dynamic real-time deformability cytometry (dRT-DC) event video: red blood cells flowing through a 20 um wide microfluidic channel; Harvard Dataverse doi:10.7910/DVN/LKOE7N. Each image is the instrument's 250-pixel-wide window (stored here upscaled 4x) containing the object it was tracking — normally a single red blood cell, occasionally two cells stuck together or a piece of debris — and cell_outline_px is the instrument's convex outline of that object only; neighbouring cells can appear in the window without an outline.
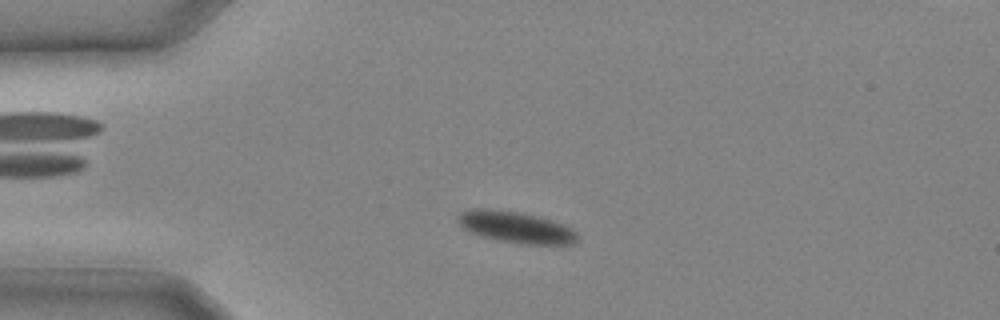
{"species": "common noctule bat (a hibernating species)", "species_latin": "Nyctalus noctula", "temperature_condition": "cold", "stored_images_in_passage": 14, "camera_frame_rate_fps": 3000, "um_per_image_px": 0.085, "animal": {"sex": "male", "body_mass_g": 20.4}, "frame": {"image": 1, "passage_image": 5, "time_ms": 1.333, "image_size_px": [1000, 320], "cell_outline_px": [[576, 240], [572, 244], [520, 244], [496, 240], [480, 236], [464, 228], [456, 220], [456, 216], [460, 212], [468, 208], [488, 208], [524, 212], [540, 216], [552, 220], [572, 228], [576, 232]], "centroid_in_image_um": [43.8, 19.28], "position_along_channel_um": 41.2, "area_um2": 22.25}}
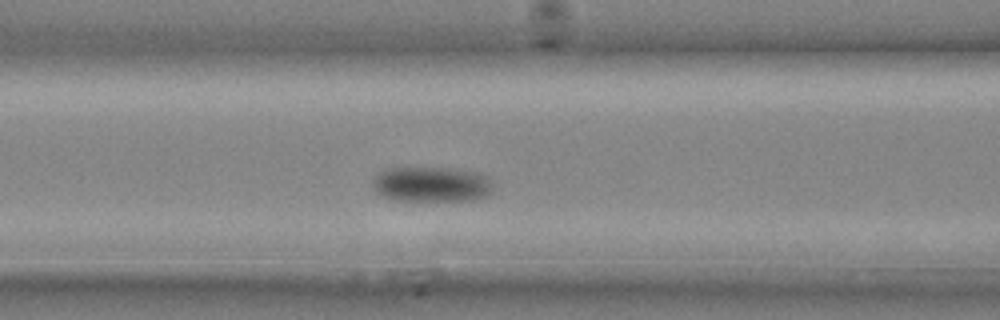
{"frame": {"image": 2, "passage_image": 10, "time_ms": 3.0, "image_size_px": [1000, 320], "cell_outline_px": [[492, 192], [488, 196], [476, 200], [396, 200], [384, 196], [372, 184], [376, 176], [384, 168], [452, 168], [480, 172], [488, 176], [492, 188]], "centroid_in_image_um": [36.76, 15.65], "position_along_channel_um": 129.8, "area_um2": 24.62}}
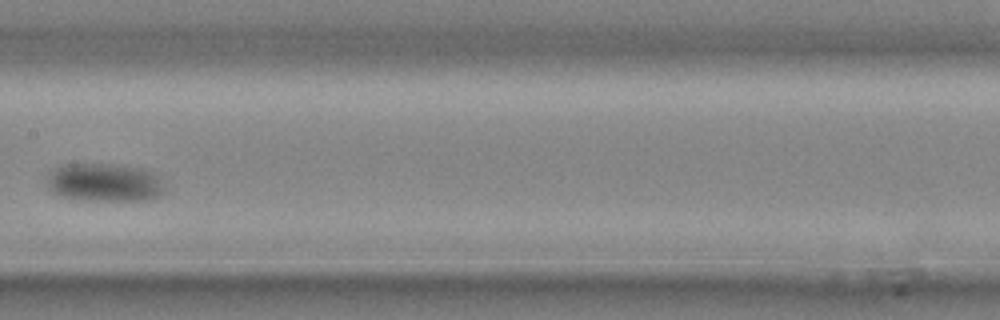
{"frame": {"image": 3, "passage_image": 13, "time_ms": 4.0, "image_size_px": [1000, 320], "cell_outline_px": [[164, 192], [160, 196], [148, 200], [88, 200], [64, 196], [48, 188], [48, 172], [52, 168], [64, 164], [108, 164], [140, 168], [152, 172], [164, 184]], "centroid_in_image_um": [8.89, 15.5], "position_along_channel_um": 198.5, "area_um2": 26.01}}